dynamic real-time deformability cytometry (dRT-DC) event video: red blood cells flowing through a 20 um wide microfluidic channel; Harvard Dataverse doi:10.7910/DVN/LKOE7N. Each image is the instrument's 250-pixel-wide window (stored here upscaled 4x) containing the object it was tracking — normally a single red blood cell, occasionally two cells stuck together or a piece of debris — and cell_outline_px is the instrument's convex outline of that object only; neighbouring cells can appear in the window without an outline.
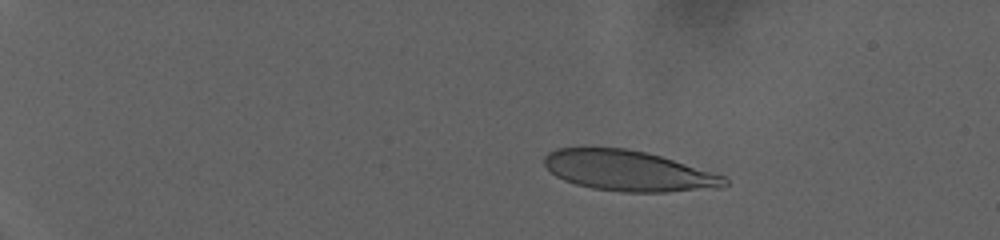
{"species": "human", "species_latin": "Homo sapiens", "temperature_condition": "warm", "stored_images_in_passage": 64, "camera_frame_rate_fps": 3000, "um_per_image_px": 0.085, "donor": {"sex": "female"}, "frame": {"image": 1, "passage_image": 1, "time_ms": 0.0, "image_size_px": [1000, 240], "cell_outline_px": [[728, 184], [724, 188], [664, 192], [620, 192], [592, 188], [576, 184], [564, 180], [556, 176], [544, 164], [544, 156], [548, 152], [556, 148], [624, 148], [644, 152], [660, 156], [712, 172], [724, 176], [728, 180]], "centroid_in_image_um": [53.43, 14.53], "position_along_channel_um": 31.6, "area_um2": 42.37}}
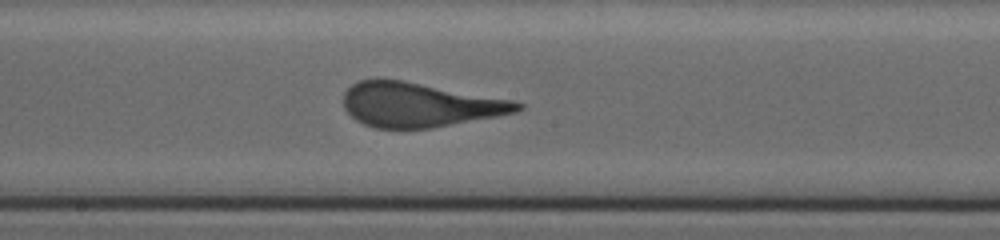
{"frame": {"image": 2, "passage_image": 34, "time_ms": 11.0, "image_size_px": [1000, 240], "cell_outline_px": [[524, 108], [516, 112], [496, 116], [432, 128], [376, 128], [364, 124], [356, 120], [344, 108], [344, 92], [352, 84], [360, 80], [400, 80], [512, 100], [524, 104]], "centroid_in_image_um": [35.64, 8.92], "position_along_channel_um": 212.6, "area_um2": 44.27}}
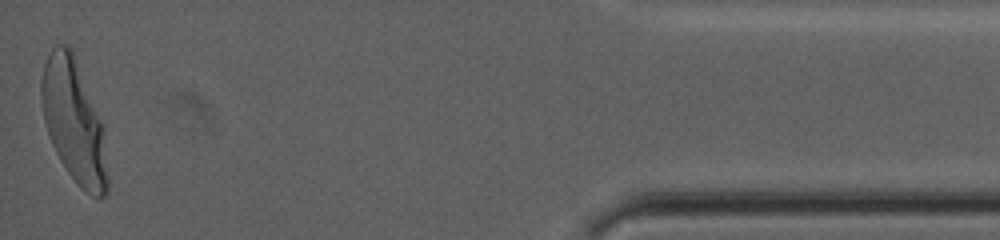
{"frame": {"image": 3, "passage_image": 64, "time_ms": 21.0, "image_size_px": [1000, 240], "cell_outline_px": [[108, 192], [100, 200], [84, 192], [76, 184], [60, 160], [52, 144], [44, 120], [40, 96], [40, 84], [44, 64], [52, 48], [56, 44], [68, 44], [72, 48], [104, 124], [108, 180]], "centroid_in_image_um": [6.31, 10.32], "position_along_channel_um": 428.9, "area_um2": 48.15}}